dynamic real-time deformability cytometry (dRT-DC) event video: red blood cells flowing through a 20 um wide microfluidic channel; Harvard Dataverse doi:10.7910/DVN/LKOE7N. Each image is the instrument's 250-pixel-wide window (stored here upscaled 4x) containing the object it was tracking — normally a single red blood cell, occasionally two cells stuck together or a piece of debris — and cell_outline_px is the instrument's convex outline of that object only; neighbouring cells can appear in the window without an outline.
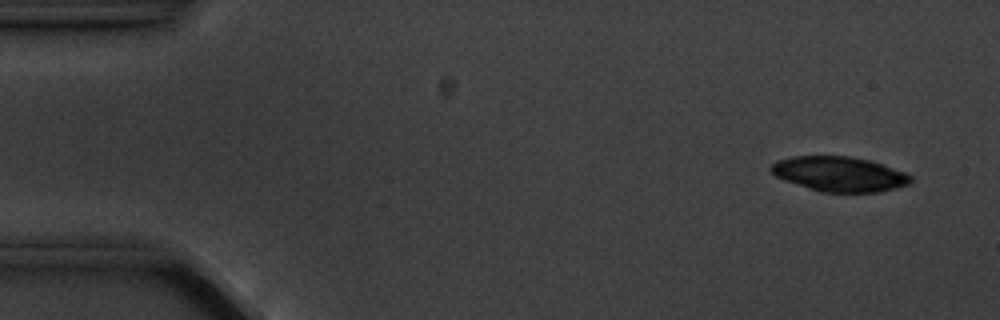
{"species": "common noctule bat (a hibernating species)", "species_latin": "Nyctalus noctula", "temperature_condition": "cold", "stored_images_in_passage": 5, "camera_frame_rate_fps": 3000, "um_per_image_px": 0.085, "animal": {"sex": "male", "body_mass_g": 20.1, "forearm_length_mm": 53.5}, "frame": {"image": 1, "passage_image": 2, "time_ms": 1.0, "image_size_px": [1000, 320], "cell_outline_px": [[912, 180], [908, 184], [876, 192], [820, 192], [784, 180], [776, 176], [768, 168], [776, 160], [792, 156], [848, 156], [868, 160], [904, 172], [912, 176]], "centroid_in_image_um": [71.29, 14.79], "position_along_channel_um": 13.7, "area_um2": 28.09}}